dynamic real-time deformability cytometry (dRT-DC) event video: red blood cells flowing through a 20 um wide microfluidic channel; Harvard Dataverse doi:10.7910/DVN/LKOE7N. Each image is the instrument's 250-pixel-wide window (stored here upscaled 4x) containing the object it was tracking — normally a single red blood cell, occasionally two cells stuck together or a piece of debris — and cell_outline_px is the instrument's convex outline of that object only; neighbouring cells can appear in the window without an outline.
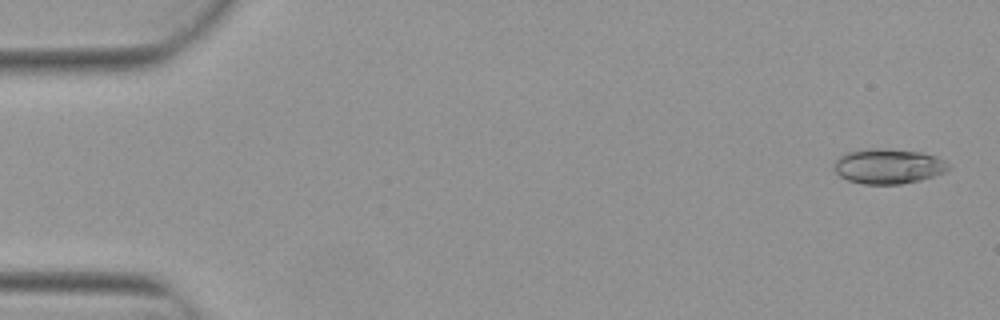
{"species": "Egyptian fruit bat (a non-hibernating species)", "species_latin": "Rousettus aegyptiacus", "temperature_condition": "warm", "stored_images_in_passage": 5, "camera_frame_rate_fps": 3000, "um_per_image_px": 0.085, "animal": {"sex": "female"}, "frame": {"image": 1, "passage_image": 1, "time_ms": 0.0, "image_size_px": [1000, 320], "cell_outline_px": [[948, 168], [944, 172], [920, 180], [900, 184], [864, 184], [848, 180], [840, 176], [836, 172], [836, 160], [844, 152], [868, 148], [884, 148], [920, 152], [936, 156], [944, 160], [948, 164]], "centroid_in_image_um": [75.49, 14.12], "position_along_channel_um": 9.5, "area_um2": 23.18}}
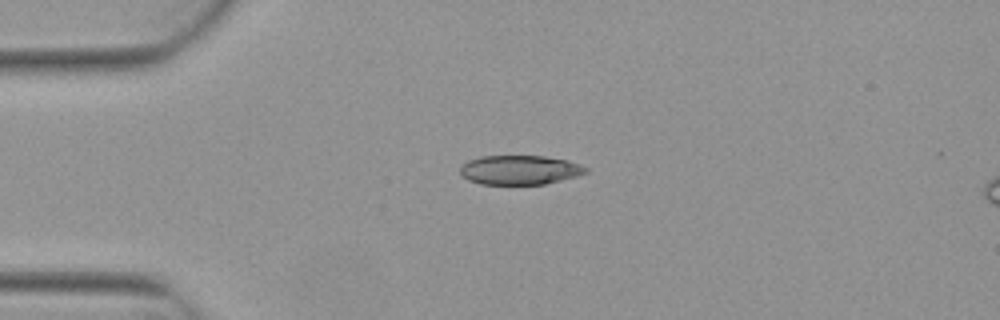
{"frame": {"image": 2, "passage_image": 4, "time_ms": 1.0, "image_size_px": [1000, 320], "cell_outline_px": [[588, 172], [576, 176], [544, 184], [480, 184], [468, 180], [460, 172], [460, 168], [468, 160], [480, 156], [544, 156], [564, 160], [580, 164], [588, 168]], "centroid_in_image_um": [44.17, 14.44], "position_along_channel_um": 40.8, "area_um2": 21.27}}